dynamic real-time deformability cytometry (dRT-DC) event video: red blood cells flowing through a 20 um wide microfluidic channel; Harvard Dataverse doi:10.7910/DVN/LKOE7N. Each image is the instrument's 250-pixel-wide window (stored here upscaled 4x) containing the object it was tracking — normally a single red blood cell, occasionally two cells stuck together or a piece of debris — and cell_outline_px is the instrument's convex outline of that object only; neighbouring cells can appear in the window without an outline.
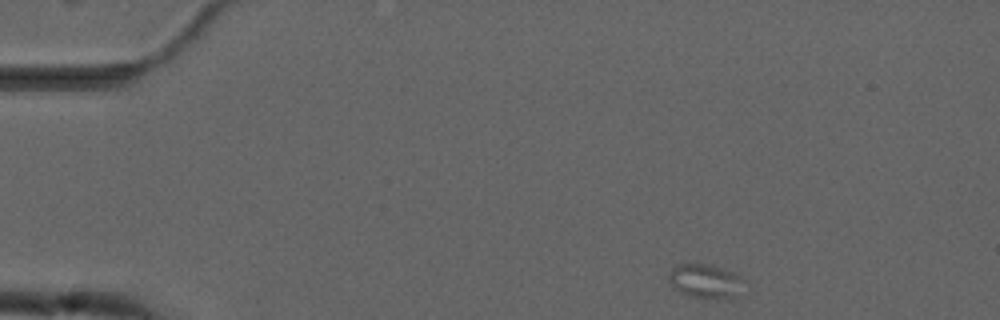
{"species": "common noctule bat (a hibernating species)", "species_latin": "Nyctalus noctula", "temperature_condition": "cold", "stored_images_in_passage": 3, "camera_frame_rate_fps": 3000, "um_per_image_px": 0.085, "animal": {"sex": "male", "forearm_length_mm": 52.5}, "frame": {"image": 1, "passage_image": 1, "time_ms": 0.0, "image_size_px": [1000, 320], "cell_outline_px": [[740, 276], [736, 296], [716, 300], [704, 300], [688, 296], [672, 288], [668, 280], [668, 276], [672, 268], [680, 264], [708, 264], [732, 272]], "centroid_in_image_um": [59.84, 23.93], "position_along_channel_um": 25.2, "area_um2": 14.8}}